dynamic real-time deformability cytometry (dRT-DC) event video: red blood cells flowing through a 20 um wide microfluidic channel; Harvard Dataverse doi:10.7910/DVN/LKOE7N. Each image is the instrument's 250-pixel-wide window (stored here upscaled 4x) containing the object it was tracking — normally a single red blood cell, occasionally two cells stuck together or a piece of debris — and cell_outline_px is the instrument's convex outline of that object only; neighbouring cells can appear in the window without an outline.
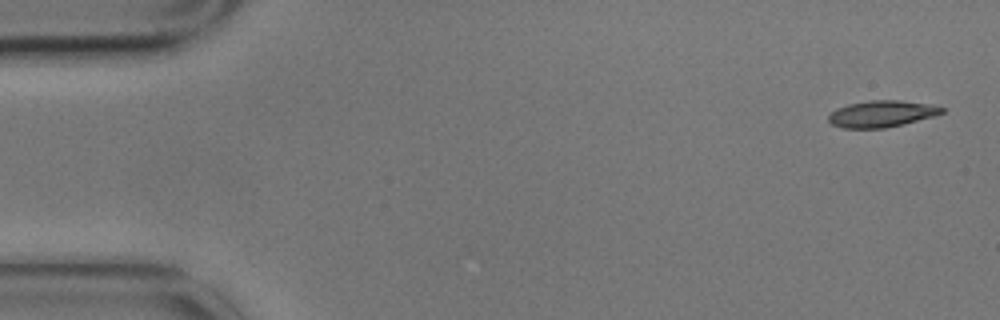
{"species": "common noctule bat (a hibernating species)", "species_latin": "Nyctalus noctula", "temperature_condition": "cold", "stored_images_in_passage": 4, "camera_frame_rate_fps": 3000, "um_per_image_px": 0.085, "animal": {"sex": "male", "body_mass_g": 17.9}, "frame": {"image": 1, "passage_image": 1, "time_ms": 0.0, "image_size_px": [1000, 320], "cell_outline_px": [[944, 112], [936, 116], [904, 124], [884, 128], [844, 128], [832, 124], [828, 120], [828, 116], [836, 108], [848, 104], [868, 100], [900, 100], [924, 104], [944, 108]], "centroid_in_image_um": [74.92, 9.68], "position_along_channel_um": 10.1, "area_um2": 17.46}}
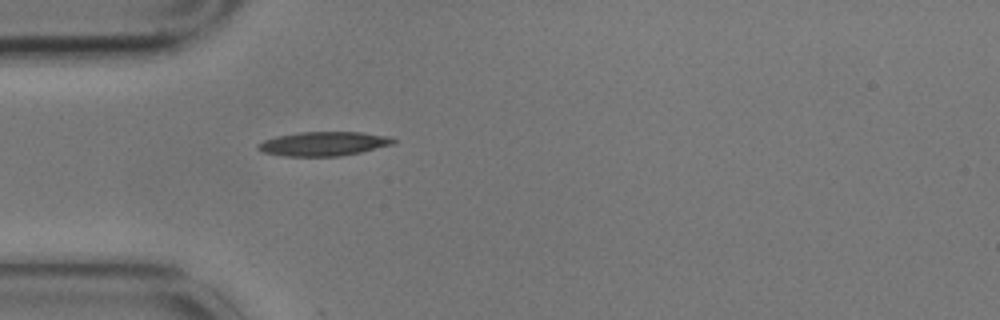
{"frame": {"image": 2, "passage_image": 4, "time_ms": 1.0, "image_size_px": [1000, 320], "cell_outline_px": [[396, 140], [392, 144], [360, 152], [340, 156], [284, 156], [260, 152], [256, 148], [256, 144], [264, 140], [276, 136], [300, 132], [360, 132], [388, 136]], "centroid_in_image_um": [27.43, 12.22], "position_along_channel_um": 57.6, "area_um2": 19.02}}